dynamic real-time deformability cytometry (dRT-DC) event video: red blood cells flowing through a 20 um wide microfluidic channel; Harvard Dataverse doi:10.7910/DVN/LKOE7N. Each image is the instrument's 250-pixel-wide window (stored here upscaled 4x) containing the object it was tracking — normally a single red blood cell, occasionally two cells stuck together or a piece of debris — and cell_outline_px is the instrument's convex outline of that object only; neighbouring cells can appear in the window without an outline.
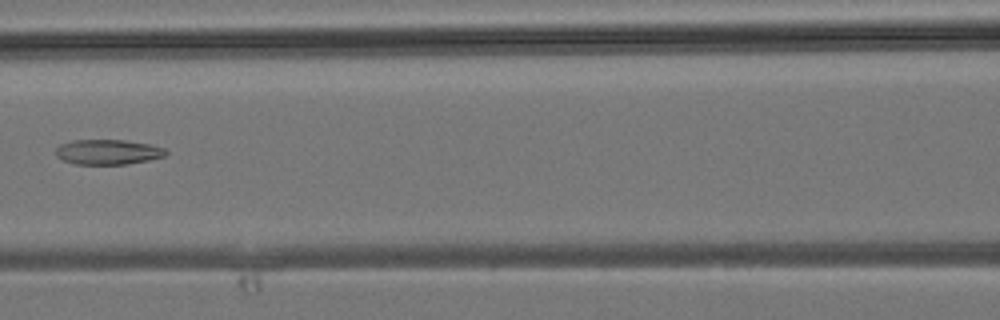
{"species": "common noctule bat (a hibernating species)", "species_latin": "Nyctalus noctula", "temperature_condition": "room temperature", "stored_images_in_passage": 28, "camera_frame_rate_fps": 3000, "um_per_image_px": 0.085, "animal": {"sex": "male", "body_mass_g": 19.2, "forearm_length_mm": 51.8}, "frame": {"image": 1, "passage_image": 7, "time_ms": 2.0, "image_size_px": [1000, 320], "cell_outline_px": [[168, 152], [164, 156], [148, 160], [128, 164], [76, 164], [64, 160], [56, 156], [56, 148], [60, 144], [72, 140], [124, 140], [148, 144], [164, 148]], "centroid_in_image_um": [9.16, 12.92], "position_along_channel_um": 157.4, "area_um2": 15.95}}
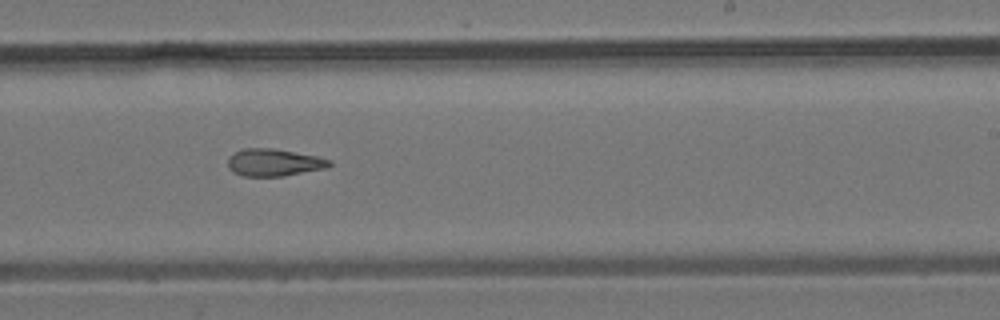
{"frame": {"image": 2, "passage_image": 13, "time_ms": 4.0, "image_size_px": [1000, 320], "cell_outline_px": [[332, 164], [328, 168], [284, 176], [244, 176], [232, 172], [228, 168], [228, 156], [244, 148], [272, 148], [316, 156], [332, 160]], "centroid_in_image_um": [23.29, 13.82], "position_along_channel_um": 265.7, "area_um2": 16.24}}
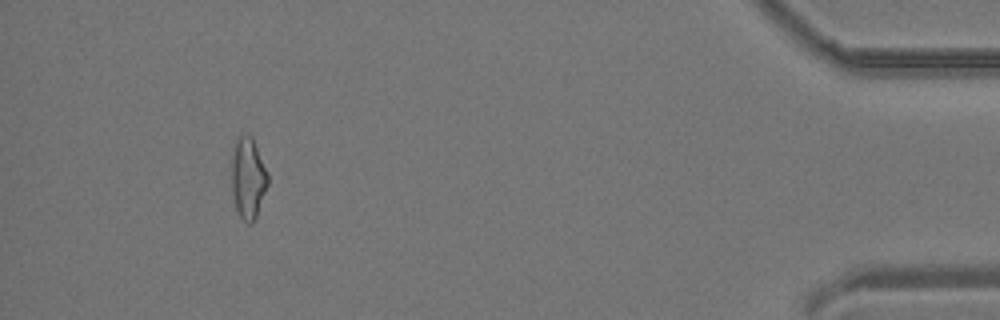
{"frame": {"image": 3, "passage_image": 25, "time_ms": 8.0, "image_size_px": [1000, 320], "cell_outline_px": [[268, 184], [256, 216], [252, 224], [248, 224], [240, 216], [236, 208], [232, 192], [232, 148], [236, 136], [252, 136], [268, 172]], "centroid_in_image_um": [21.08, 15.11], "position_along_channel_um": 414.1, "area_um2": 17.17}}